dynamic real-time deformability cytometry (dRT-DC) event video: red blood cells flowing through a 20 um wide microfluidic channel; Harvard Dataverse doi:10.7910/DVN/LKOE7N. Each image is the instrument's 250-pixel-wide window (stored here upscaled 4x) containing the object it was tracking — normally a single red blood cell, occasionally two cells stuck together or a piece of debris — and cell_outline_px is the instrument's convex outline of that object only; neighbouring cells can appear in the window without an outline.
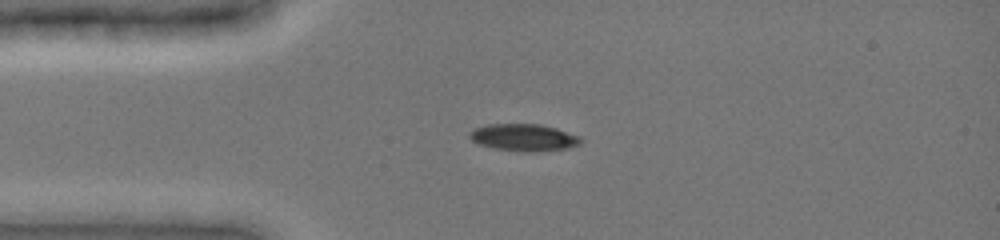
{"species": "common noctule bat (a hibernating species)", "species_latin": "Nyctalus noctula", "temperature_condition": "cold", "stored_images_in_passage": 17, "camera_frame_rate_fps": 3000, "um_per_image_px": 0.085, "animal": {"sex": "female", "body_mass_g": 19.0, "forearm_length_mm": 51.5}, "frame": {"image": 1, "passage_image": 9, "time_ms": 3.0, "image_size_px": [1000, 240], "cell_outline_px": [[584, 140], [580, 144], [568, 148], [536, 152], [524, 152], [492, 148], [480, 144], [472, 140], [468, 136], [468, 132], [476, 128], [488, 124], [540, 124], [556, 128], [580, 136]], "centroid_in_image_um": [44.54, 11.69], "position_along_channel_um": 40.5, "area_um2": 17.69}}
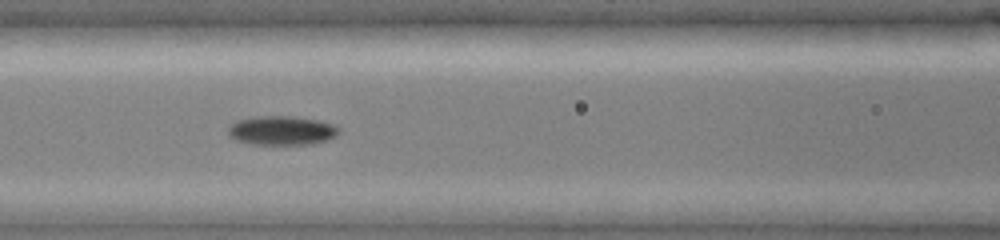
{"frame": {"image": 2, "passage_image": 14, "time_ms": 6.0, "image_size_px": [1000, 240], "cell_outline_px": [[340, 132], [336, 136], [328, 140], [308, 144], [252, 144], [236, 140], [228, 136], [228, 124], [236, 120], [256, 116], [296, 116], [320, 120], [336, 124], [340, 128]], "centroid_in_image_um": [23.96, 11.07], "position_along_channel_um": 142.6, "area_um2": 19.19}}
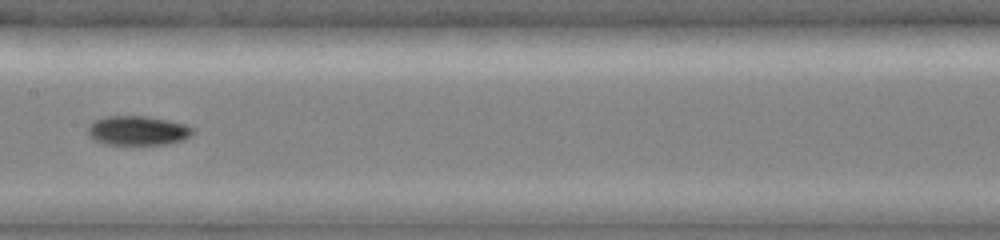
{"frame": {"image": 3, "passage_image": 16, "time_ms": 7.333, "image_size_px": [1000, 240], "cell_outline_px": [[196, 128], [192, 136], [184, 140], [168, 144], [104, 144], [96, 140], [88, 132], [88, 128], [96, 120], [104, 116], [148, 116], [168, 120], [184, 124]], "centroid_in_image_um": [11.8, 11.1], "position_along_channel_um": 195.6, "area_um2": 17.92}}